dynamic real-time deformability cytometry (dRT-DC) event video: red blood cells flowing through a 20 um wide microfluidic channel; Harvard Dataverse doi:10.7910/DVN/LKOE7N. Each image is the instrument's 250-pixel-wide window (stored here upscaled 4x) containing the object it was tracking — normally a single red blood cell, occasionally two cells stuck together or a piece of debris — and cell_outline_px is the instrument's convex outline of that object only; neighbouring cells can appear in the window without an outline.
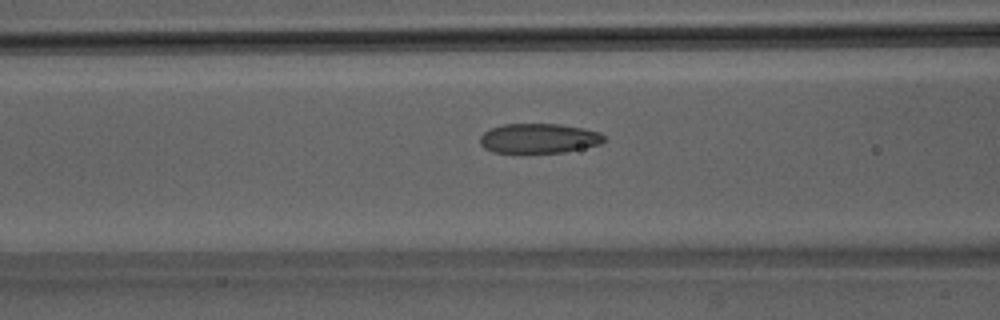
{"species": "Egyptian fruit bat (a non-hibernating species)", "species_latin": "Rousettus aegyptiacus", "temperature_condition": "room temperature", "stored_images_in_passage": 50, "camera_frame_rate_fps": 3000, "um_per_image_px": 0.085, "animal": {"sex": "male"}, "frame": {"image": 1, "passage_image": 20, "time_ms": 6.333, "image_size_px": [1000, 320], "cell_outline_px": [[608, 140], [600, 144], [564, 152], [524, 156], [492, 152], [484, 148], [480, 144], [480, 136], [488, 128], [504, 124], [560, 124], [584, 128], [600, 132]], "centroid_in_image_um": [45.76, 11.81], "position_along_channel_um": 120.8, "area_um2": 22.6}}
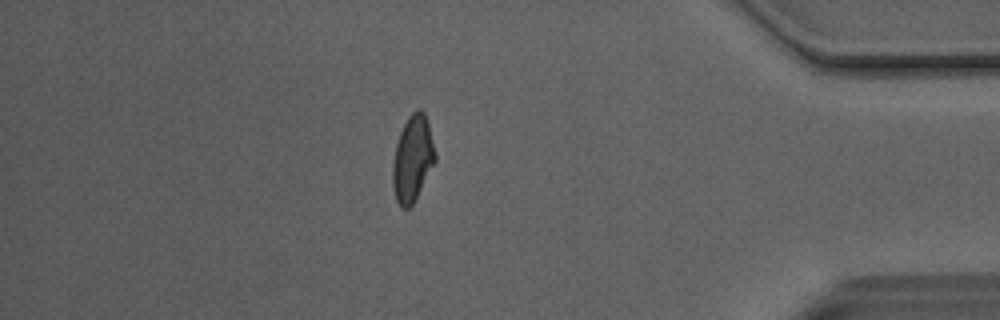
{"frame": {"image": 2, "passage_image": 43, "time_ms": 14.0, "image_size_px": [1000, 320], "cell_outline_px": [[436, 160], [412, 204], [408, 208], [400, 208], [396, 200], [392, 184], [392, 164], [396, 144], [400, 132], [408, 116], [416, 108], [420, 108], [424, 112], [428, 120], [436, 156]], "centroid_in_image_um": [35.06, 13.45], "position_along_channel_um": 400.1, "area_um2": 21.27}}
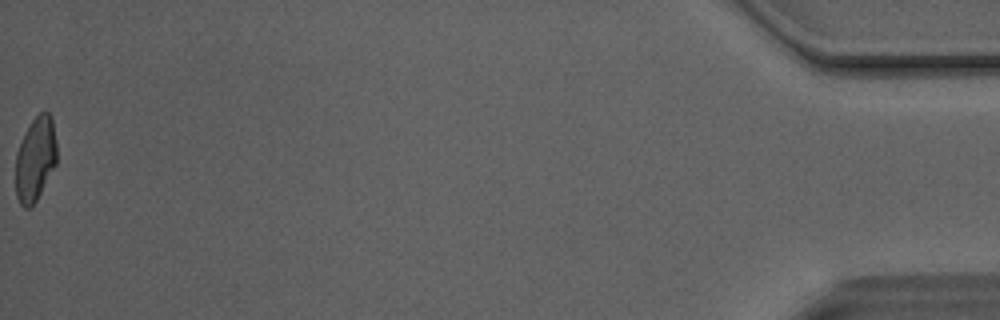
{"frame": {"image": 3, "passage_image": 50, "time_ms": 16.333, "image_size_px": [1000, 320], "cell_outline_px": [[56, 164], [36, 200], [28, 208], [24, 208], [20, 204], [16, 196], [16, 152], [24, 132], [32, 120], [40, 112], [48, 112], [52, 116], [56, 140]], "centroid_in_image_um": [3.0, 13.49], "position_along_channel_um": 432.2, "area_um2": 20.17}, "authors_computed_cell_mechanics": {"area_um2": 21.5883, "velocity_mm_per_s": 4.131, "shape_relaxation_time_tau1_ms": 6.948, "shape_relaxation_time_tau2_ms": 1.3771, "deformation_change_tau1": 0.1785, "deformation_change_tau2": 0.0899}}